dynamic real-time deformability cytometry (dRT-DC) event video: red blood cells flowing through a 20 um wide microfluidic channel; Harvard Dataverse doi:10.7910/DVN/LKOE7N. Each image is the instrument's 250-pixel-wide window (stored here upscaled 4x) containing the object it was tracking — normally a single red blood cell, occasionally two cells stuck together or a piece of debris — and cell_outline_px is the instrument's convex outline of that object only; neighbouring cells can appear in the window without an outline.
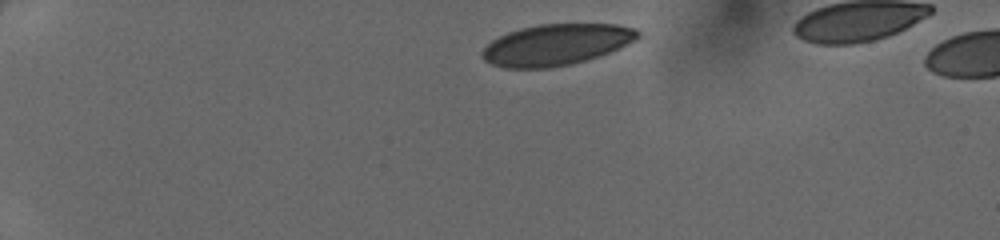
{"species": "human", "species_latin": "Homo sapiens", "temperature_condition": "cold", "stored_images_in_passage": 8, "camera_frame_rate_fps": 3000, "um_per_image_px": 0.085, "donor": {"sex": "female"}, "frame": {"image": 1, "passage_image": 1, "time_ms": 0.0, "image_size_px": [1000, 240], "cell_outline_px": [[640, 36], [636, 40], [608, 52], [584, 60], [568, 64], [548, 68], [504, 68], [492, 64], [484, 60], [480, 56], [480, 52], [492, 40], [508, 32], [520, 28], [540, 24], [616, 24], [636, 28], [640, 32]], "centroid_in_image_um": [47.25, 3.79], "position_along_channel_um": 37.8, "area_um2": 37.11}}
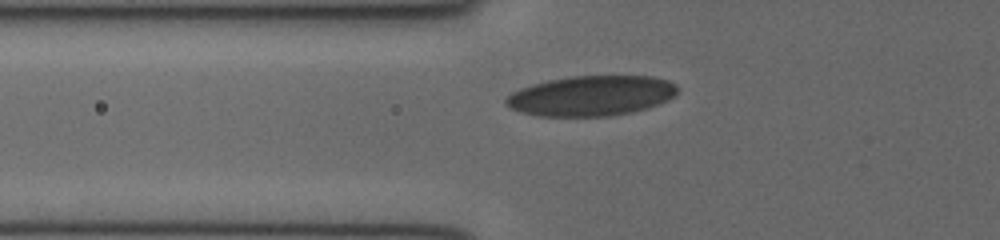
{"frame": {"image": 2, "passage_image": 6, "time_ms": 1.667, "image_size_px": [1000, 240], "cell_outline_px": [[676, 96], [668, 100], [632, 112], [604, 116], [540, 116], [520, 112], [504, 104], [504, 100], [512, 92], [520, 88], [532, 84], [548, 80], [568, 76], [652, 76], [668, 80], [676, 84]], "centroid_in_image_um": [50.23, 8.13], "position_along_channel_um": 75.6, "area_um2": 40.06}}
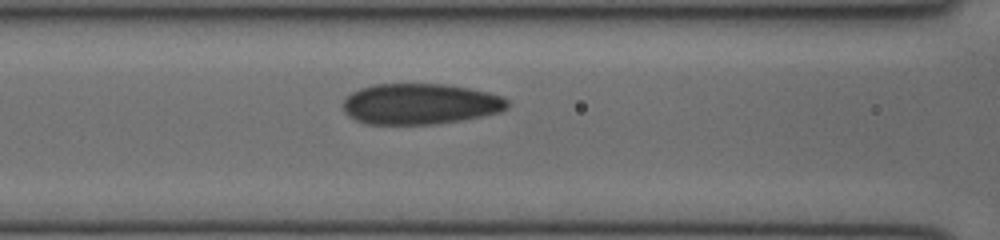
{"frame": {"image": 3, "passage_image": 8, "time_ms": 2.333, "image_size_px": [1000, 240], "cell_outline_px": [[508, 108], [500, 112], [460, 120], [436, 124], [364, 124], [348, 116], [344, 112], [340, 104], [352, 92], [360, 88], [372, 84], [448, 84], [488, 92], [504, 96], [508, 100]], "centroid_in_image_um": [35.69, 8.83], "position_along_channel_um": 130.9, "area_um2": 39.42}}